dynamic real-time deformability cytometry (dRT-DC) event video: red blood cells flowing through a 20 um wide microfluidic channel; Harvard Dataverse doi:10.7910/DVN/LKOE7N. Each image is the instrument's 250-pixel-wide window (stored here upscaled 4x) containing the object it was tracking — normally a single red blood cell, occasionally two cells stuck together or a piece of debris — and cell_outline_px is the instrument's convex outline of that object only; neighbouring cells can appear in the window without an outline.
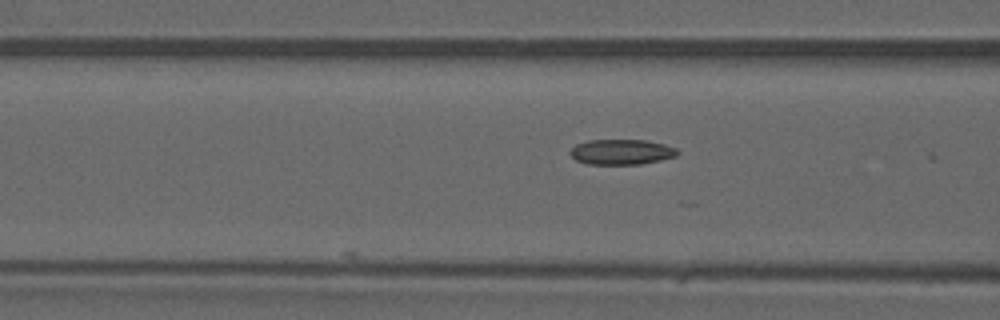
{"species": "common noctule bat (a hibernating species)", "species_latin": "Nyctalus noctula", "temperature_condition": "warm", "stored_images_in_passage": 4, "camera_frame_rate_fps": 3000, "um_per_image_px": 0.085, "animal": {"sex": "male", "forearm_length_mm": 52.5}, "frame": {"image": 1, "passage_image": 4, "time_ms": 1.0, "image_size_px": [1000, 320], "cell_outline_px": [[680, 152], [676, 156], [660, 160], [640, 164], [588, 164], [576, 160], [568, 152], [576, 144], [588, 140], [644, 140], [664, 144], [676, 148]], "centroid_in_image_um": [52.82, 12.91], "position_along_channel_um": 113.8, "area_um2": 15.78}}